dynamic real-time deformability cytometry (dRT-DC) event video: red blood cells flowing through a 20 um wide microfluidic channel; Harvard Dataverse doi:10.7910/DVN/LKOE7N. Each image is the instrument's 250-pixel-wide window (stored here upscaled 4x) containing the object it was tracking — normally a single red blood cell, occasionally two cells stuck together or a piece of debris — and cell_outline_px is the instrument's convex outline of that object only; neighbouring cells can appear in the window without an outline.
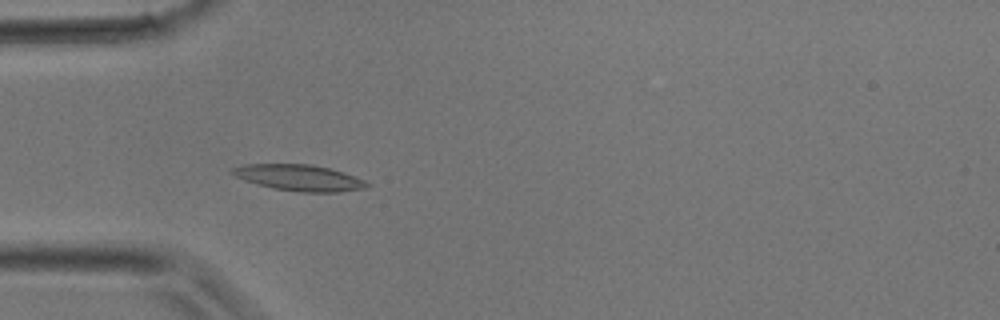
{"species": "common noctule bat (a hibernating species)", "species_latin": "Nyctalus noctula", "temperature_condition": "room temperature", "stored_images_in_passage": 35, "camera_frame_rate_fps": 3000, "um_per_image_px": 0.085, "animal": {"sex": "male", "body_mass_g": 17.9}, "frame": {"image": 1, "passage_image": 10, "time_ms": 3.0, "image_size_px": [1000, 320], "cell_outline_px": [[372, 184], [364, 188], [340, 192], [300, 192], [272, 188], [256, 184], [244, 180], [228, 172], [232, 168], [244, 164], [312, 164], [344, 172], [364, 180]], "centroid_in_image_um": [25.41, 15.1], "position_along_channel_um": 59.6, "area_um2": 20.58}}
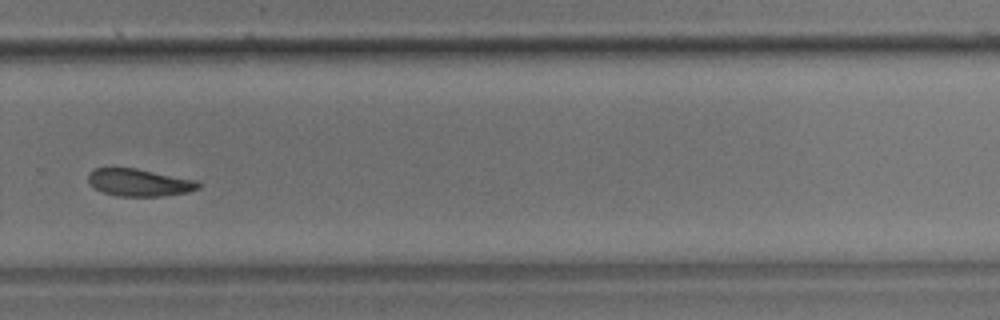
{"frame": {"image": 2, "passage_image": 24, "time_ms": 7.667, "image_size_px": [1000, 320], "cell_outline_px": [[200, 188], [188, 192], [160, 196], [120, 196], [104, 192], [96, 188], [88, 180], [88, 172], [96, 168], [136, 168], [196, 180], [200, 184]], "centroid_in_image_um": [11.85, 15.51], "position_along_channel_um": 317.9, "area_um2": 17.34}}
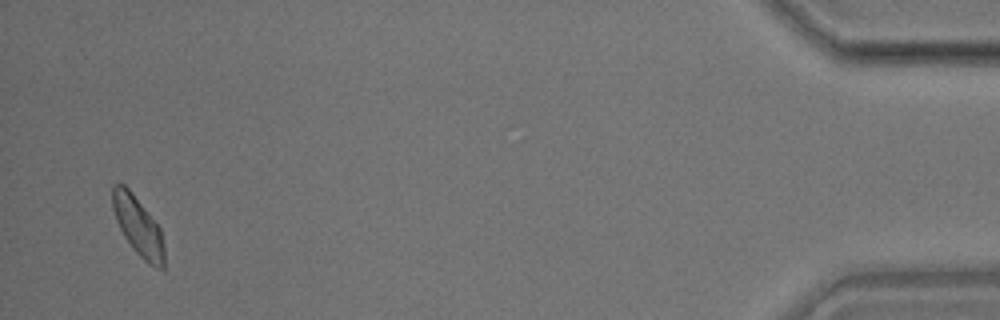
{"frame": {"image": 3, "passage_image": 34, "time_ms": 11.0, "image_size_px": [1000, 320], "cell_outline_px": [[164, 272], [148, 264], [132, 248], [124, 236], [116, 220], [112, 208], [112, 184], [124, 184], [132, 192], [160, 228], [164, 248]], "centroid_in_image_um": [11.74, 19.25], "position_along_channel_um": 423.5, "area_um2": 17.74}}